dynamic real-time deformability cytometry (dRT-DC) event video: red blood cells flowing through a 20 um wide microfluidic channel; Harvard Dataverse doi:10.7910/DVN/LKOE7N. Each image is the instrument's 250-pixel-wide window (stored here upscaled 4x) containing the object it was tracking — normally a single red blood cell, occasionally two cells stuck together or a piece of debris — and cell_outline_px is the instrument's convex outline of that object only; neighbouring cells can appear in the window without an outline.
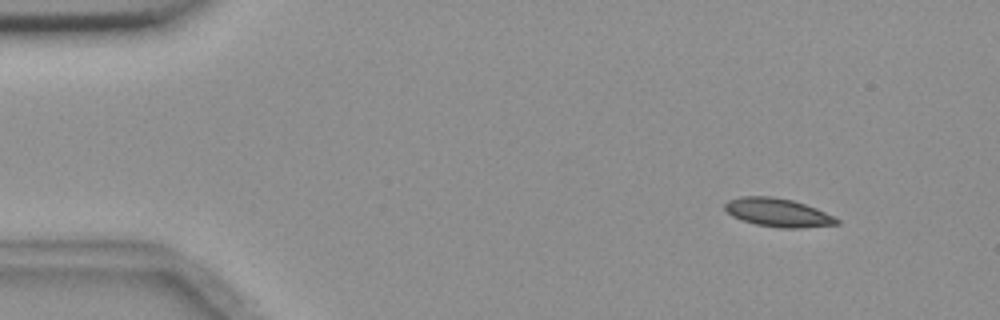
{"species": "common noctule bat (a hibernating species)", "species_latin": "Nyctalus noctula", "temperature_condition": "room temperature", "stored_images_in_passage": 4, "camera_frame_rate_fps": 3000, "um_per_image_px": 0.085, "animal": {"sex": "female", "body_mass_g": 18.4}, "frame": {"image": 1, "passage_image": 2, "time_ms": 1.0, "image_size_px": [1000, 320], "cell_outline_px": [[840, 224], [800, 228], [780, 228], [756, 224], [740, 220], [732, 216], [724, 208], [724, 204], [728, 200], [740, 196], [772, 196], [792, 200], [816, 208], [840, 220]], "centroid_in_image_um": [66.09, 18.07], "position_along_channel_um": 18.9, "area_um2": 18.55}}
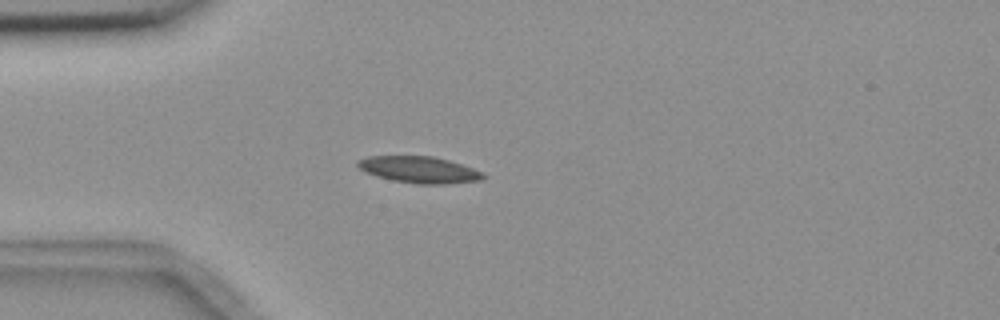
{"frame": {"image": 2, "passage_image": 4, "time_ms": 4.0, "image_size_px": [1000, 320], "cell_outline_px": [[488, 176], [484, 180], [448, 184], [416, 184], [392, 180], [376, 176], [360, 168], [356, 164], [356, 160], [368, 156], [432, 156], [448, 160], [472, 168]], "centroid_in_image_um": [35.65, 14.43], "position_along_channel_um": 49.4, "area_um2": 19.42}}